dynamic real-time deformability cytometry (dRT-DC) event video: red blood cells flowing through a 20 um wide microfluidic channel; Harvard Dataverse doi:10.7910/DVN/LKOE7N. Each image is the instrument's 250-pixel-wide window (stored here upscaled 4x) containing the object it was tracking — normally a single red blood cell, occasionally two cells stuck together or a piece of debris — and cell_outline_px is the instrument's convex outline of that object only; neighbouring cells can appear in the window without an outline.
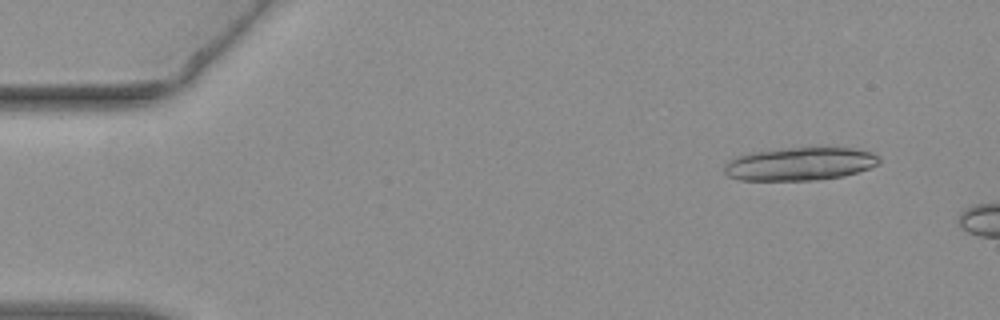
{"species": "common noctule bat (a hibernating species)", "species_latin": "Nyctalus noctula", "temperature_condition": "warm", "stored_images_in_passage": 8, "camera_frame_rate_fps": 3000, "um_per_image_px": 0.085, "animal": {"sex": "female", "body_mass_g": 19.3, "forearm_length_mm": 54.1}, "frame": {"image": 1, "passage_image": 2, "time_ms": 0.333, "image_size_px": [1000, 320], "cell_outline_px": [[880, 164], [844, 176], [816, 180], [740, 180], [728, 176], [724, 172], [724, 164], [728, 160], [736, 156], [756, 152], [788, 148], [852, 148], [872, 152], [880, 156]], "centroid_in_image_um": [68.0, 13.94], "position_along_channel_um": 17.0, "area_um2": 29.77}}